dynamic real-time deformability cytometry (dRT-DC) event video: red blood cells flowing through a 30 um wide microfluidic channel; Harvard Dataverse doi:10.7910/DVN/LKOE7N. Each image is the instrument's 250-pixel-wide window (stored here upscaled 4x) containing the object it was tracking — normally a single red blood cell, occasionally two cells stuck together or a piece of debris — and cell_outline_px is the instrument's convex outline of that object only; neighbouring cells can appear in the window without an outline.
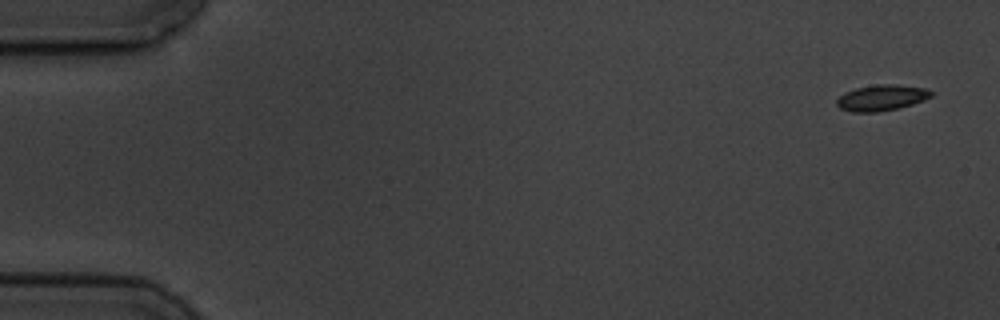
{"species": "common noctule bat (a hibernating species)", "species_latin": "Nyctalus noctula", "temperature_condition": "cold", "stored_images_in_passage": 5, "camera_frame_rate_fps": 3000, "um_per_image_px": 0.085, "animal": {"sex": "male", "body_mass_g": 19.5, "forearm_length_mm": 54.6}, "frame": {"image": 1, "passage_image": 1, "time_ms": 0.0, "image_size_px": [1000, 320], "cell_outline_px": [[932, 96], [924, 100], [912, 104], [896, 108], [876, 112], [852, 112], [840, 108], [836, 104], [836, 100], [844, 92], [856, 88], [880, 84], [896, 84], [924, 88], [932, 92]], "centroid_in_image_um": [74.91, 8.3], "position_along_channel_um": 10.1, "area_um2": 14.1}}
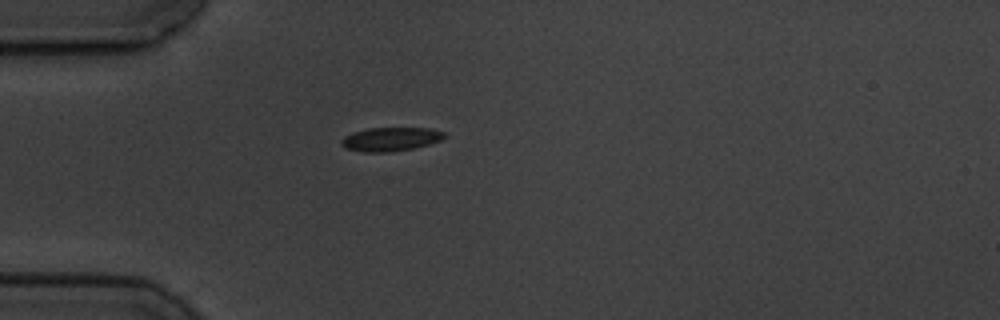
{"frame": {"image": 2, "passage_image": 5, "time_ms": 4.667, "image_size_px": [1000, 320], "cell_outline_px": [[448, 136], [440, 140], [428, 144], [412, 148], [388, 152], [364, 152], [344, 148], [340, 144], [340, 140], [344, 136], [352, 132], [368, 128], [428, 128], [444, 132]], "centroid_in_image_um": [33.16, 11.82], "position_along_channel_um": 51.8, "area_um2": 14.28}}